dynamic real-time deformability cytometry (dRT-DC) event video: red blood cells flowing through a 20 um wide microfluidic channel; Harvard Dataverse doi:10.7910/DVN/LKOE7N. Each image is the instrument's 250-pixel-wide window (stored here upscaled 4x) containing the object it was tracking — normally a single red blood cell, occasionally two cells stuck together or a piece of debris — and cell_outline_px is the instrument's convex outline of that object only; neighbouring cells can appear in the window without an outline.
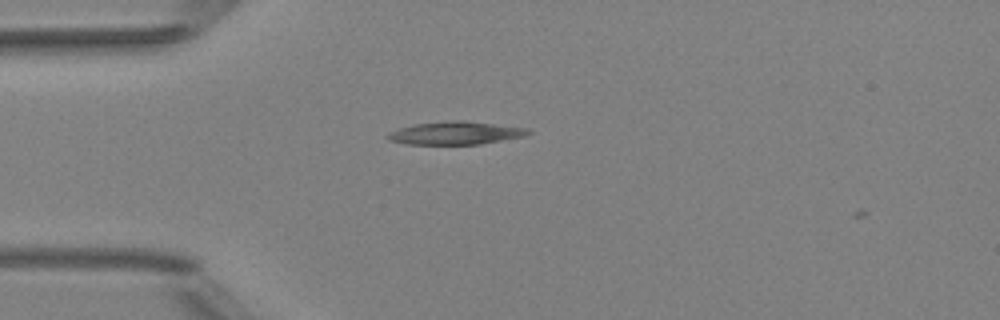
{"species": "Egyptian fruit bat (a non-hibernating species)", "species_latin": "Rousettus aegyptiacus", "temperature_condition": "room temperature", "stored_images_in_passage": 2, "camera_frame_rate_fps": 3000, "um_per_image_px": 0.085, "animal": {"sex": "female"}, "frame": {"image": 1, "passage_image": 1, "time_ms": 0.0, "image_size_px": [1000, 320], "cell_outline_px": [[532, 132], [524, 136], [480, 144], [408, 144], [388, 140], [384, 136], [388, 132], [400, 128], [416, 124], [452, 120], [464, 120], [528, 128]], "centroid_in_image_um": [38.7, 11.3], "position_along_channel_um": 46.3, "area_um2": 18.73}}